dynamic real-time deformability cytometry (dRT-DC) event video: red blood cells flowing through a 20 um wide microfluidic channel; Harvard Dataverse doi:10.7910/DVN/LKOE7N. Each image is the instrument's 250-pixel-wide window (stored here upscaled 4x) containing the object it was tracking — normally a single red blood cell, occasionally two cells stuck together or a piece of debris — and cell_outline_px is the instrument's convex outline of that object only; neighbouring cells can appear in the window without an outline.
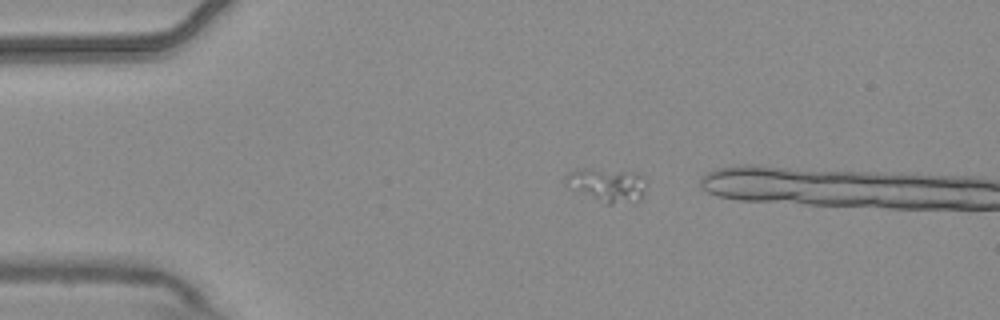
{"species": "common noctule bat (a hibernating species)", "species_latin": "Nyctalus noctula", "temperature_condition": "warm", "stored_images_in_passage": 2, "camera_frame_rate_fps": 3000, "um_per_image_px": 0.085, "animal": {"sex": "male", "body_mass_g": 20.4}, "frame": {"image": 1, "passage_image": 1, "time_ms": 0.0, "image_size_px": [1000, 320], "cell_outline_px": [[644, 196], [640, 200], [612, 204], [608, 204], [572, 188], [564, 184], [568, 172], [584, 168], [588, 168], [640, 172], [644, 176]], "centroid_in_image_um": [51.66, 15.69], "position_along_channel_um": 33.3, "area_um2": 15.66}}